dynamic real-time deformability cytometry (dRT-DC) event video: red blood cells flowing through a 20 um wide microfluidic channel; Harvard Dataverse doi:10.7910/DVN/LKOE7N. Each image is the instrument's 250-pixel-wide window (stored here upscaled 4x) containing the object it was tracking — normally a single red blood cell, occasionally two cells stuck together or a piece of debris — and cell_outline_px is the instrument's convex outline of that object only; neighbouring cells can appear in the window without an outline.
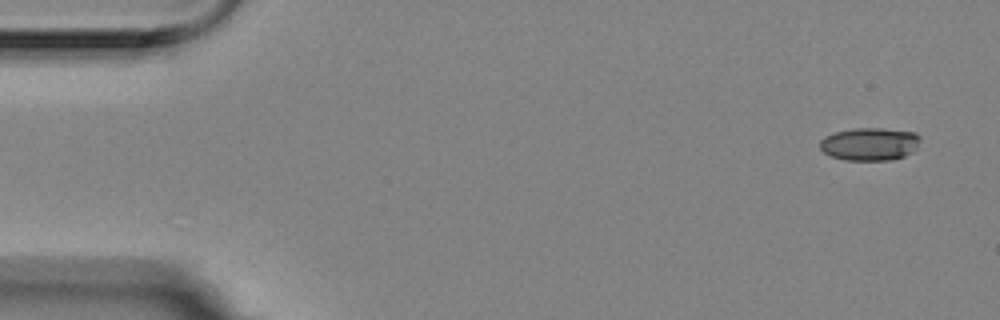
{"species": "Egyptian fruit bat (a non-hibernating species)", "species_latin": "Rousettus aegyptiacus", "temperature_condition": "room temperature", "stored_images_in_passage": 4, "camera_frame_rate_fps": 3000, "um_per_image_px": 0.085, "animal": {"sex": "female"}, "frame": {"image": 1, "passage_image": 1, "time_ms": 0.0, "image_size_px": [1000, 320], "cell_outline_px": [[920, 140], [916, 148], [912, 152], [904, 156], [892, 160], [844, 160], [832, 156], [824, 152], [820, 148], [820, 140], [824, 136], [836, 132], [852, 128], [884, 128], [916, 132], [920, 136]], "centroid_in_image_um": [73.94, 12.23], "position_along_channel_um": 11.1, "area_um2": 19.36}}
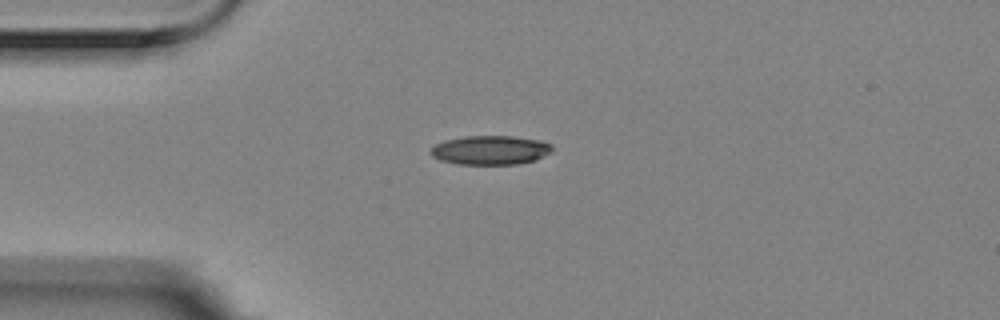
{"frame": {"image": 2, "passage_image": 4, "time_ms": 1.0, "image_size_px": [1000, 320], "cell_outline_px": [[552, 152], [536, 160], [516, 164], [456, 164], [440, 160], [432, 156], [428, 152], [436, 144], [444, 140], [464, 136], [512, 136], [540, 140], [552, 144]], "centroid_in_image_um": [41.68, 12.76], "position_along_channel_um": 43.3, "area_um2": 20.75}}